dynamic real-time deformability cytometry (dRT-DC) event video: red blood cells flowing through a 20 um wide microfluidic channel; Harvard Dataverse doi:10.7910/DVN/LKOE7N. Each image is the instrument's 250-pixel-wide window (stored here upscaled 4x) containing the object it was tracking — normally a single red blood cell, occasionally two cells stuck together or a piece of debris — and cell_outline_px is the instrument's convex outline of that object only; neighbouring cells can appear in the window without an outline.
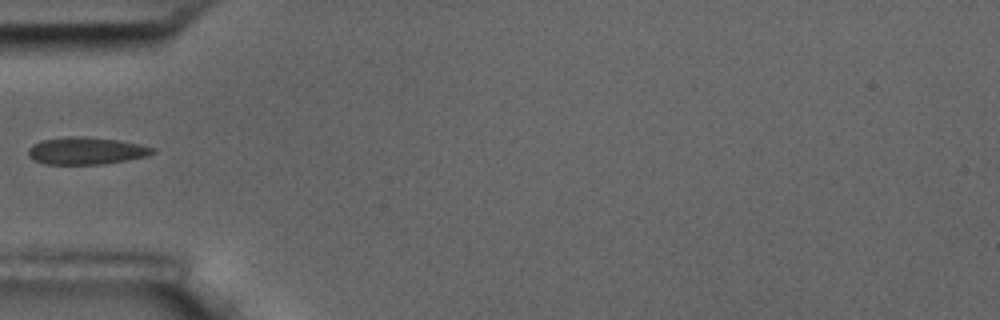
{"species": "common noctule bat (a hibernating species)", "species_latin": "Nyctalus noctula", "temperature_condition": "room temperature", "stored_images_in_passage": 4, "camera_frame_rate_fps": 3000, "um_per_image_px": 0.085, "animal": {"sex": "male", "body_mass_g": 17.5, "forearm_length_mm": 52.3}, "frame": {"image": 1, "passage_image": 4, "time_ms": 3.333, "image_size_px": [1000, 320], "cell_outline_px": [[156, 152], [148, 156], [128, 160], [100, 164], [44, 164], [28, 156], [28, 148], [32, 144], [40, 140], [68, 136], [72, 136], [116, 140], [140, 144], [156, 148]], "centroid_in_image_um": [7.33, 12.82], "position_along_channel_um": 77.7, "area_um2": 19.71}}